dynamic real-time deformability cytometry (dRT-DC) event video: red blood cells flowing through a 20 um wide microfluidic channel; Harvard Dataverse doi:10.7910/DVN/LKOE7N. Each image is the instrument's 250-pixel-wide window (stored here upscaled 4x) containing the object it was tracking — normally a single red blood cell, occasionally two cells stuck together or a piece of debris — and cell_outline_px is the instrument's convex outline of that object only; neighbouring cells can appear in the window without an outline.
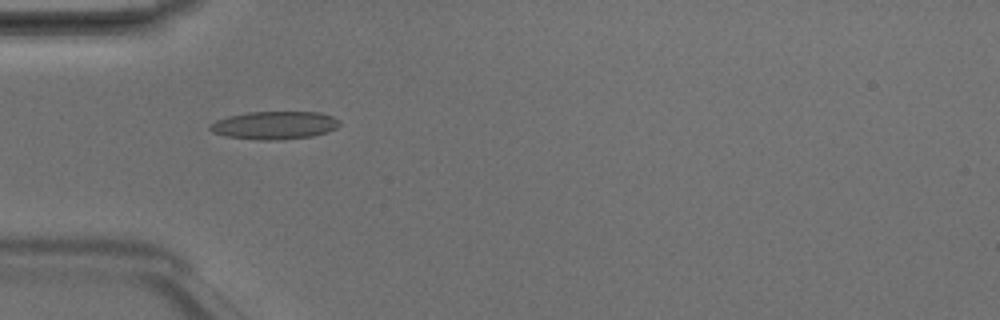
{"species": "Egyptian fruit bat (a non-hibernating species)", "species_latin": "Rousettus aegyptiacus", "temperature_condition": "room temperature", "stored_images_in_passage": 7, "camera_frame_rate_fps": 3000, "um_per_image_px": 0.085, "animal": {"sex": "male"}, "frame": {"image": 1, "passage_image": 4, "time_ms": 1.0, "image_size_px": [1000, 320], "cell_outline_px": [[340, 124], [336, 128], [328, 132], [312, 136], [280, 140], [260, 140], [224, 136], [212, 132], [208, 128], [208, 124], [216, 120], [228, 116], [248, 112], [320, 112], [332, 116], [340, 120]], "centroid_in_image_um": [23.32, 10.65], "position_along_channel_um": 61.7, "area_um2": 21.33}}
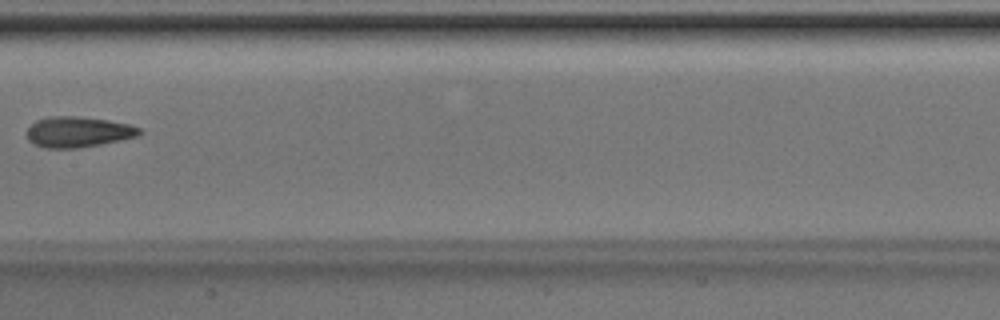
{"frame": {"image": 2, "passage_image": 7, "time_ms": 2.0, "image_size_px": [1000, 320], "cell_outline_px": [[144, 132], [136, 136], [120, 140], [80, 148], [44, 148], [28, 140], [28, 128], [36, 120], [48, 116], [80, 116], [108, 120], [128, 124], [140, 128]], "centroid_in_image_um": [6.64, 11.21], "position_along_channel_um": 200.8, "area_um2": 20.06}}